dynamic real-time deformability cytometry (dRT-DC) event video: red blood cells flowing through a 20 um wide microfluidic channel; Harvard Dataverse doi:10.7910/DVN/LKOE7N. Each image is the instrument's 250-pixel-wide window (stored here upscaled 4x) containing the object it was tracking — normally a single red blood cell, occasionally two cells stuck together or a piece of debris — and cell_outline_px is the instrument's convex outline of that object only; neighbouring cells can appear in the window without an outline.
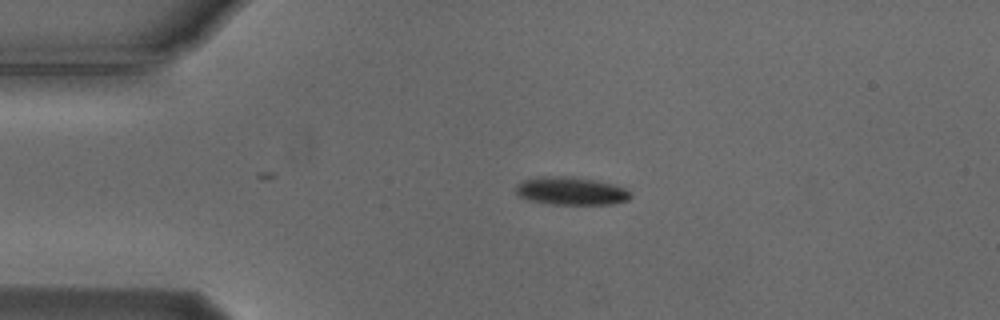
{"species": "Egyptian fruit bat (a non-hibernating species)", "species_latin": "Rousettus aegyptiacus", "temperature_condition": "cold", "stored_images_in_passage": 13, "camera_frame_rate_fps": 3000, "um_per_image_px": 0.085, "animal": {"sex": "male"}, "frame": {"image": 1, "passage_image": 1, "time_ms": 0.0, "image_size_px": [1000, 320], "cell_outline_px": [[632, 196], [628, 200], [612, 204], [552, 204], [528, 200], [520, 196], [516, 192], [516, 184], [524, 180], [536, 176], [572, 176], [596, 180], [616, 184], [632, 192]], "centroid_in_image_um": [48.56, 16.22], "position_along_channel_um": 36.4, "area_um2": 18.96}}
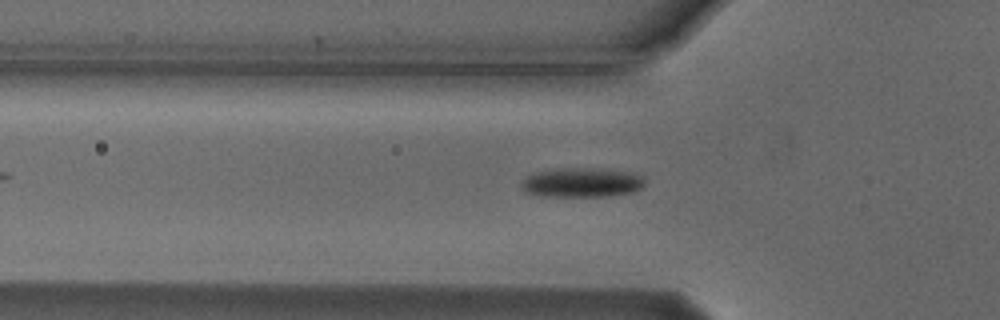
{"frame": {"image": 2, "passage_image": 7, "time_ms": 2.0, "image_size_px": [1000, 320], "cell_outline_px": [[644, 184], [640, 188], [632, 192], [608, 196], [544, 196], [524, 192], [520, 188], [520, 180], [536, 172], [560, 168], [592, 168], [624, 172], [640, 176], [644, 180]], "centroid_in_image_um": [49.35, 15.52], "position_along_channel_um": 76.4, "area_um2": 20.92}}